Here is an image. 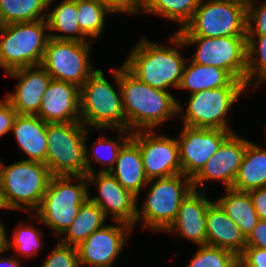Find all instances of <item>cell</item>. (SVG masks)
<instances>
[{
  "label": "cell",
  "instance_id": "1",
  "mask_svg": "<svg viewBox=\"0 0 266 267\" xmlns=\"http://www.w3.org/2000/svg\"><path fill=\"white\" fill-rule=\"evenodd\" d=\"M119 85L126 116V130L132 133L142 129H155L165 120L183 111L175 96L140 81L123 65L119 68Z\"/></svg>",
  "mask_w": 266,
  "mask_h": 267
},
{
  "label": "cell",
  "instance_id": "2",
  "mask_svg": "<svg viewBox=\"0 0 266 267\" xmlns=\"http://www.w3.org/2000/svg\"><path fill=\"white\" fill-rule=\"evenodd\" d=\"M88 128L80 121L47 123L45 165L52 176L93 173L86 146Z\"/></svg>",
  "mask_w": 266,
  "mask_h": 267
},
{
  "label": "cell",
  "instance_id": "3",
  "mask_svg": "<svg viewBox=\"0 0 266 267\" xmlns=\"http://www.w3.org/2000/svg\"><path fill=\"white\" fill-rule=\"evenodd\" d=\"M128 56L123 66L140 81L163 91L179 88L186 61L178 48L142 38Z\"/></svg>",
  "mask_w": 266,
  "mask_h": 267
},
{
  "label": "cell",
  "instance_id": "4",
  "mask_svg": "<svg viewBox=\"0 0 266 267\" xmlns=\"http://www.w3.org/2000/svg\"><path fill=\"white\" fill-rule=\"evenodd\" d=\"M117 80L119 93L96 71L80 87V122L88 128L126 130V116L123 110L119 85V68L112 69Z\"/></svg>",
  "mask_w": 266,
  "mask_h": 267
},
{
  "label": "cell",
  "instance_id": "5",
  "mask_svg": "<svg viewBox=\"0 0 266 267\" xmlns=\"http://www.w3.org/2000/svg\"><path fill=\"white\" fill-rule=\"evenodd\" d=\"M51 176L41 162L24 159L7 167L0 162V194L5 209L35 212Z\"/></svg>",
  "mask_w": 266,
  "mask_h": 267
},
{
  "label": "cell",
  "instance_id": "6",
  "mask_svg": "<svg viewBox=\"0 0 266 267\" xmlns=\"http://www.w3.org/2000/svg\"><path fill=\"white\" fill-rule=\"evenodd\" d=\"M72 178L80 182L71 184ZM87 183L86 175L51 176L46 192L35 210L39 221L55 233L63 234L73 223L80 206L89 199Z\"/></svg>",
  "mask_w": 266,
  "mask_h": 267
},
{
  "label": "cell",
  "instance_id": "7",
  "mask_svg": "<svg viewBox=\"0 0 266 267\" xmlns=\"http://www.w3.org/2000/svg\"><path fill=\"white\" fill-rule=\"evenodd\" d=\"M46 19L3 25L0 31V66L6 73L41 65L50 38Z\"/></svg>",
  "mask_w": 266,
  "mask_h": 267
},
{
  "label": "cell",
  "instance_id": "8",
  "mask_svg": "<svg viewBox=\"0 0 266 267\" xmlns=\"http://www.w3.org/2000/svg\"><path fill=\"white\" fill-rule=\"evenodd\" d=\"M169 41L178 48L196 43L198 47L191 62L222 68L234 79L243 81L246 85L247 36L210 38L179 36L174 33Z\"/></svg>",
  "mask_w": 266,
  "mask_h": 267
},
{
  "label": "cell",
  "instance_id": "9",
  "mask_svg": "<svg viewBox=\"0 0 266 267\" xmlns=\"http://www.w3.org/2000/svg\"><path fill=\"white\" fill-rule=\"evenodd\" d=\"M147 198L141 211L137 210L136 222L142 219L144 228L164 231L174 223L182 200L191 192L192 180L182 173L149 180Z\"/></svg>",
  "mask_w": 266,
  "mask_h": 267
},
{
  "label": "cell",
  "instance_id": "10",
  "mask_svg": "<svg viewBox=\"0 0 266 267\" xmlns=\"http://www.w3.org/2000/svg\"><path fill=\"white\" fill-rule=\"evenodd\" d=\"M179 36H247V9L220 0H201L191 21L176 32Z\"/></svg>",
  "mask_w": 266,
  "mask_h": 267
},
{
  "label": "cell",
  "instance_id": "11",
  "mask_svg": "<svg viewBox=\"0 0 266 267\" xmlns=\"http://www.w3.org/2000/svg\"><path fill=\"white\" fill-rule=\"evenodd\" d=\"M243 81L233 79L227 86L206 89L190 95L183 123L186 126L231 130L226 115L245 91Z\"/></svg>",
  "mask_w": 266,
  "mask_h": 267
},
{
  "label": "cell",
  "instance_id": "12",
  "mask_svg": "<svg viewBox=\"0 0 266 267\" xmlns=\"http://www.w3.org/2000/svg\"><path fill=\"white\" fill-rule=\"evenodd\" d=\"M89 43L49 38L41 66L53 80L70 82L81 87L96 71L90 64Z\"/></svg>",
  "mask_w": 266,
  "mask_h": 267
},
{
  "label": "cell",
  "instance_id": "13",
  "mask_svg": "<svg viewBox=\"0 0 266 267\" xmlns=\"http://www.w3.org/2000/svg\"><path fill=\"white\" fill-rule=\"evenodd\" d=\"M231 133L232 130L184 125L177 139L181 173L192 179Z\"/></svg>",
  "mask_w": 266,
  "mask_h": 267
},
{
  "label": "cell",
  "instance_id": "14",
  "mask_svg": "<svg viewBox=\"0 0 266 267\" xmlns=\"http://www.w3.org/2000/svg\"><path fill=\"white\" fill-rule=\"evenodd\" d=\"M131 138L138 144L144 171L149 180L181 173L177 139L153 135L149 130L136 131Z\"/></svg>",
  "mask_w": 266,
  "mask_h": 267
},
{
  "label": "cell",
  "instance_id": "15",
  "mask_svg": "<svg viewBox=\"0 0 266 267\" xmlns=\"http://www.w3.org/2000/svg\"><path fill=\"white\" fill-rule=\"evenodd\" d=\"M88 184L97 185L98 196L89 199L97 204L107 218L111 213L115 222H122L134 227L138 207L136 197L124 189L109 171H99L86 174Z\"/></svg>",
  "mask_w": 266,
  "mask_h": 267
},
{
  "label": "cell",
  "instance_id": "16",
  "mask_svg": "<svg viewBox=\"0 0 266 267\" xmlns=\"http://www.w3.org/2000/svg\"><path fill=\"white\" fill-rule=\"evenodd\" d=\"M119 226H103L90 234L76 248L79 264L91 267H112L122 251L127 234L132 233L133 228L122 222Z\"/></svg>",
  "mask_w": 266,
  "mask_h": 267
},
{
  "label": "cell",
  "instance_id": "17",
  "mask_svg": "<svg viewBox=\"0 0 266 267\" xmlns=\"http://www.w3.org/2000/svg\"><path fill=\"white\" fill-rule=\"evenodd\" d=\"M247 145L248 140L231 133L191 179L193 189L198 190L207 180H221L225 189L232 188Z\"/></svg>",
  "mask_w": 266,
  "mask_h": 267
},
{
  "label": "cell",
  "instance_id": "18",
  "mask_svg": "<svg viewBox=\"0 0 266 267\" xmlns=\"http://www.w3.org/2000/svg\"><path fill=\"white\" fill-rule=\"evenodd\" d=\"M10 78H19L13 93L6 100L19 115L37 116L44 92L51 81L50 74L41 66H28L6 73Z\"/></svg>",
  "mask_w": 266,
  "mask_h": 267
},
{
  "label": "cell",
  "instance_id": "19",
  "mask_svg": "<svg viewBox=\"0 0 266 267\" xmlns=\"http://www.w3.org/2000/svg\"><path fill=\"white\" fill-rule=\"evenodd\" d=\"M37 116L46 123L80 121V87L51 79Z\"/></svg>",
  "mask_w": 266,
  "mask_h": 267
},
{
  "label": "cell",
  "instance_id": "20",
  "mask_svg": "<svg viewBox=\"0 0 266 267\" xmlns=\"http://www.w3.org/2000/svg\"><path fill=\"white\" fill-rule=\"evenodd\" d=\"M211 203L204 192L200 194L198 190L192 189L182 200L177 218L167 232L177 231L176 234H181L198 246L206 245V213Z\"/></svg>",
  "mask_w": 266,
  "mask_h": 267
},
{
  "label": "cell",
  "instance_id": "21",
  "mask_svg": "<svg viewBox=\"0 0 266 267\" xmlns=\"http://www.w3.org/2000/svg\"><path fill=\"white\" fill-rule=\"evenodd\" d=\"M206 217V245L228 250L239 257L246 246L240 228L216 201L208 206Z\"/></svg>",
  "mask_w": 266,
  "mask_h": 267
},
{
  "label": "cell",
  "instance_id": "22",
  "mask_svg": "<svg viewBox=\"0 0 266 267\" xmlns=\"http://www.w3.org/2000/svg\"><path fill=\"white\" fill-rule=\"evenodd\" d=\"M115 165L116 168H111L109 172L124 189L132 192L136 197L143 186L149 185L140 148L131 137L120 148Z\"/></svg>",
  "mask_w": 266,
  "mask_h": 267
},
{
  "label": "cell",
  "instance_id": "23",
  "mask_svg": "<svg viewBox=\"0 0 266 267\" xmlns=\"http://www.w3.org/2000/svg\"><path fill=\"white\" fill-rule=\"evenodd\" d=\"M20 149L29 157V161L45 164L47 151V123L38 116L17 115L11 129Z\"/></svg>",
  "mask_w": 266,
  "mask_h": 267
},
{
  "label": "cell",
  "instance_id": "24",
  "mask_svg": "<svg viewBox=\"0 0 266 267\" xmlns=\"http://www.w3.org/2000/svg\"><path fill=\"white\" fill-rule=\"evenodd\" d=\"M266 187V149L248 141L232 189L245 191Z\"/></svg>",
  "mask_w": 266,
  "mask_h": 267
},
{
  "label": "cell",
  "instance_id": "25",
  "mask_svg": "<svg viewBox=\"0 0 266 267\" xmlns=\"http://www.w3.org/2000/svg\"><path fill=\"white\" fill-rule=\"evenodd\" d=\"M226 195L216 202L226 212L227 216L240 228L245 238L256 227L259 217L248 192L226 189Z\"/></svg>",
  "mask_w": 266,
  "mask_h": 267
},
{
  "label": "cell",
  "instance_id": "26",
  "mask_svg": "<svg viewBox=\"0 0 266 267\" xmlns=\"http://www.w3.org/2000/svg\"><path fill=\"white\" fill-rule=\"evenodd\" d=\"M189 62L185 63L178 89H188L191 91L190 94L227 86L234 79L222 68Z\"/></svg>",
  "mask_w": 266,
  "mask_h": 267
},
{
  "label": "cell",
  "instance_id": "27",
  "mask_svg": "<svg viewBox=\"0 0 266 267\" xmlns=\"http://www.w3.org/2000/svg\"><path fill=\"white\" fill-rule=\"evenodd\" d=\"M48 14L46 15L48 31L63 33H51L49 34L50 38L79 42L86 41V36L81 32L77 23V0H63Z\"/></svg>",
  "mask_w": 266,
  "mask_h": 267
},
{
  "label": "cell",
  "instance_id": "28",
  "mask_svg": "<svg viewBox=\"0 0 266 267\" xmlns=\"http://www.w3.org/2000/svg\"><path fill=\"white\" fill-rule=\"evenodd\" d=\"M106 216L100 207L87 199L79 208L78 214L70 227L64 232L65 238L59 242L77 247L95 230L102 228Z\"/></svg>",
  "mask_w": 266,
  "mask_h": 267
},
{
  "label": "cell",
  "instance_id": "29",
  "mask_svg": "<svg viewBox=\"0 0 266 267\" xmlns=\"http://www.w3.org/2000/svg\"><path fill=\"white\" fill-rule=\"evenodd\" d=\"M53 0H0V20L3 25L46 19ZM45 13H42V12Z\"/></svg>",
  "mask_w": 266,
  "mask_h": 267
},
{
  "label": "cell",
  "instance_id": "30",
  "mask_svg": "<svg viewBox=\"0 0 266 267\" xmlns=\"http://www.w3.org/2000/svg\"><path fill=\"white\" fill-rule=\"evenodd\" d=\"M201 0H140V9L182 25L183 29L192 19Z\"/></svg>",
  "mask_w": 266,
  "mask_h": 267
},
{
  "label": "cell",
  "instance_id": "31",
  "mask_svg": "<svg viewBox=\"0 0 266 267\" xmlns=\"http://www.w3.org/2000/svg\"><path fill=\"white\" fill-rule=\"evenodd\" d=\"M77 12V23L81 32L93 40L104 29L105 15L113 13L109 7L95 0H77Z\"/></svg>",
  "mask_w": 266,
  "mask_h": 267
},
{
  "label": "cell",
  "instance_id": "32",
  "mask_svg": "<svg viewBox=\"0 0 266 267\" xmlns=\"http://www.w3.org/2000/svg\"><path fill=\"white\" fill-rule=\"evenodd\" d=\"M254 77H257L254 86L266 82V35H247V87Z\"/></svg>",
  "mask_w": 266,
  "mask_h": 267
},
{
  "label": "cell",
  "instance_id": "33",
  "mask_svg": "<svg viewBox=\"0 0 266 267\" xmlns=\"http://www.w3.org/2000/svg\"><path fill=\"white\" fill-rule=\"evenodd\" d=\"M238 256L218 247L201 245L187 267H236Z\"/></svg>",
  "mask_w": 266,
  "mask_h": 267
},
{
  "label": "cell",
  "instance_id": "34",
  "mask_svg": "<svg viewBox=\"0 0 266 267\" xmlns=\"http://www.w3.org/2000/svg\"><path fill=\"white\" fill-rule=\"evenodd\" d=\"M119 133H122L119 135L118 140L121 142L118 143V141L112 140L107 137L105 138V135L100 136L95 142L93 143L94 146L96 145L95 151H92L93 153L90 155L95 159V162H99L101 165H109L107 169L102 168L100 171H109L111 168H113L115 161L117 159L118 152L120 148L123 146V144L131 137L132 132L125 129L118 130ZM124 134H128L127 136ZM120 144V145H119ZM105 152V154H104Z\"/></svg>",
  "mask_w": 266,
  "mask_h": 267
},
{
  "label": "cell",
  "instance_id": "35",
  "mask_svg": "<svg viewBox=\"0 0 266 267\" xmlns=\"http://www.w3.org/2000/svg\"><path fill=\"white\" fill-rule=\"evenodd\" d=\"M34 226L25 225V227H17L14 230L13 242L8 241V247L13 246L18 254L24 256H32L37 254L41 246L42 233L39 228H33Z\"/></svg>",
  "mask_w": 266,
  "mask_h": 267
},
{
  "label": "cell",
  "instance_id": "36",
  "mask_svg": "<svg viewBox=\"0 0 266 267\" xmlns=\"http://www.w3.org/2000/svg\"><path fill=\"white\" fill-rule=\"evenodd\" d=\"M41 267H80L77 248L58 242Z\"/></svg>",
  "mask_w": 266,
  "mask_h": 267
},
{
  "label": "cell",
  "instance_id": "37",
  "mask_svg": "<svg viewBox=\"0 0 266 267\" xmlns=\"http://www.w3.org/2000/svg\"><path fill=\"white\" fill-rule=\"evenodd\" d=\"M255 2L247 9V35H266V2L260 8Z\"/></svg>",
  "mask_w": 266,
  "mask_h": 267
},
{
  "label": "cell",
  "instance_id": "38",
  "mask_svg": "<svg viewBox=\"0 0 266 267\" xmlns=\"http://www.w3.org/2000/svg\"><path fill=\"white\" fill-rule=\"evenodd\" d=\"M238 262L242 267H266V249L245 246Z\"/></svg>",
  "mask_w": 266,
  "mask_h": 267
},
{
  "label": "cell",
  "instance_id": "39",
  "mask_svg": "<svg viewBox=\"0 0 266 267\" xmlns=\"http://www.w3.org/2000/svg\"><path fill=\"white\" fill-rule=\"evenodd\" d=\"M17 115V111L6 99L0 101V136L11 131Z\"/></svg>",
  "mask_w": 266,
  "mask_h": 267
},
{
  "label": "cell",
  "instance_id": "40",
  "mask_svg": "<svg viewBox=\"0 0 266 267\" xmlns=\"http://www.w3.org/2000/svg\"><path fill=\"white\" fill-rule=\"evenodd\" d=\"M109 7L113 12L139 13L140 0H95Z\"/></svg>",
  "mask_w": 266,
  "mask_h": 267
},
{
  "label": "cell",
  "instance_id": "41",
  "mask_svg": "<svg viewBox=\"0 0 266 267\" xmlns=\"http://www.w3.org/2000/svg\"><path fill=\"white\" fill-rule=\"evenodd\" d=\"M246 246L266 249V220H259L256 227L246 238Z\"/></svg>",
  "mask_w": 266,
  "mask_h": 267
},
{
  "label": "cell",
  "instance_id": "42",
  "mask_svg": "<svg viewBox=\"0 0 266 267\" xmlns=\"http://www.w3.org/2000/svg\"><path fill=\"white\" fill-rule=\"evenodd\" d=\"M256 213L261 220H266V187L248 191Z\"/></svg>",
  "mask_w": 266,
  "mask_h": 267
},
{
  "label": "cell",
  "instance_id": "43",
  "mask_svg": "<svg viewBox=\"0 0 266 267\" xmlns=\"http://www.w3.org/2000/svg\"><path fill=\"white\" fill-rule=\"evenodd\" d=\"M4 228L5 227L0 222V254H2L7 249H9V247H8V241L9 240L7 239L6 230Z\"/></svg>",
  "mask_w": 266,
  "mask_h": 267
},
{
  "label": "cell",
  "instance_id": "44",
  "mask_svg": "<svg viewBox=\"0 0 266 267\" xmlns=\"http://www.w3.org/2000/svg\"><path fill=\"white\" fill-rule=\"evenodd\" d=\"M0 267H20V263L17 258L13 259L12 257L7 258L1 256L0 258Z\"/></svg>",
  "mask_w": 266,
  "mask_h": 267
},
{
  "label": "cell",
  "instance_id": "45",
  "mask_svg": "<svg viewBox=\"0 0 266 267\" xmlns=\"http://www.w3.org/2000/svg\"><path fill=\"white\" fill-rule=\"evenodd\" d=\"M220 1L235 3L241 5L245 9H248L255 0H220Z\"/></svg>",
  "mask_w": 266,
  "mask_h": 267
},
{
  "label": "cell",
  "instance_id": "46",
  "mask_svg": "<svg viewBox=\"0 0 266 267\" xmlns=\"http://www.w3.org/2000/svg\"><path fill=\"white\" fill-rule=\"evenodd\" d=\"M5 209V207H4V205H3V203H2V199H1V194H0V209Z\"/></svg>",
  "mask_w": 266,
  "mask_h": 267
},
{
  "label": "cell",
  "instance_id": "47",
  "mask_svg": "<svg viewBox=\"0 0 266 267\" xmlns=\"http://www.w3.org/2000/svg\"><path fill=\"white\" fill-rule=\"evenodd\" d=\"M2 26H3V24L1 23V20H0V31H1Z\"/></svg>",
  "mask_w": 266,
  "mask_h": 267
}]
</instances>
